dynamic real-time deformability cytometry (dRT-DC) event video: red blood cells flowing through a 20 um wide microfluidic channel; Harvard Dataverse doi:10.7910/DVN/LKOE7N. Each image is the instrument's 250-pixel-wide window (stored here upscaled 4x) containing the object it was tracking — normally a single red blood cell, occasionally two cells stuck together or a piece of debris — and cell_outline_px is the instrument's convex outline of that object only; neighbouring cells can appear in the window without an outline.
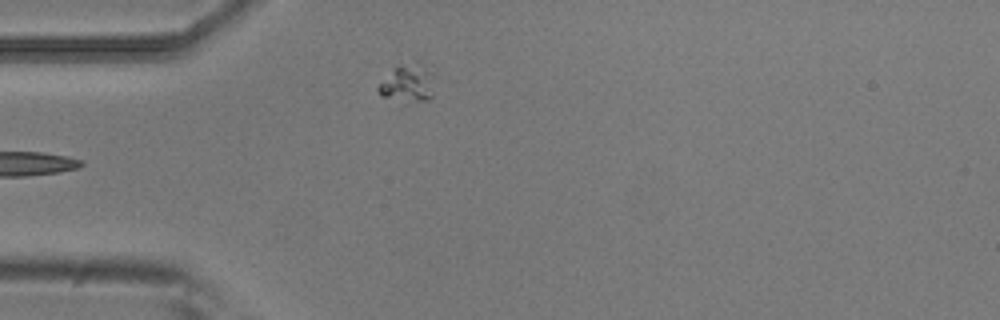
{"species": "common noctule bat (a hibernating species)", "species_latin": "Nyctalus noctula", "temperature_condition": "room temperature", "stored_images_in_passage": 5, "camera_frame_rate_fps": 3000, "um_per_image_px": 0.085, "animal": {"sex": "male", "body_mass_g": 20.5, "forearm_length_mm": 52.5}, "frame": {"image": 1, "passage_image": 5, "time_ms": 1.333, "image_size_px": [1000, 320], "cell_outline_px": [[436, 76], [432, 96], [428, 100], [408, 104], [404, 104], [380, 96], [376, 88], [392, 68], [420, 60], [432, 64]], "centroid_in_image_um": [34.76, 7.06], "position_along_channel_um": 50.2, "area_um2": 13.7}}